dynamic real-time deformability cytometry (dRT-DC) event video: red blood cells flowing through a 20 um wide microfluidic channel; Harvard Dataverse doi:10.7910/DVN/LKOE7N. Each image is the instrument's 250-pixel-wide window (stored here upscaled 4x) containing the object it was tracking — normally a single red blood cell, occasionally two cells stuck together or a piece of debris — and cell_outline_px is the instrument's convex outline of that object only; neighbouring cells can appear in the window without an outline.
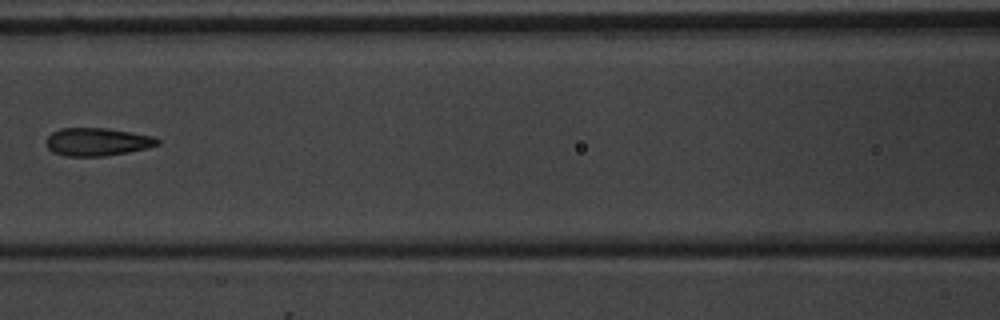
{"species": "common noctule bat (a hibernating species)", "species_latin": "Nyctalus noctula", "temperature_condition": "warm", "stored_images_in_passage": 6, "camera_frame_rate_fps": 3000, "um_per_image_px": 0.085, "animal": {"sex": "male", "body_mass_g": 20.1, "forearm_length_mm": 53.5}, "frame": {"image": 1, "passage_image": 5, "time_ms": 4.667, "image_size_px": [1000, 320], "cell_outline_px": [[160, 144], [148, 148], [128, 152], [104, 156], [64, 156], [52, 152], [48, 148], [48, 136], [52, 132], [60, 128], [108, 128], [156, 136], [160, 140]], "centroid_in_image_um": [8.32, 12.05], "position_along_channel_um": 158.3, "area_um2": 18.26}}
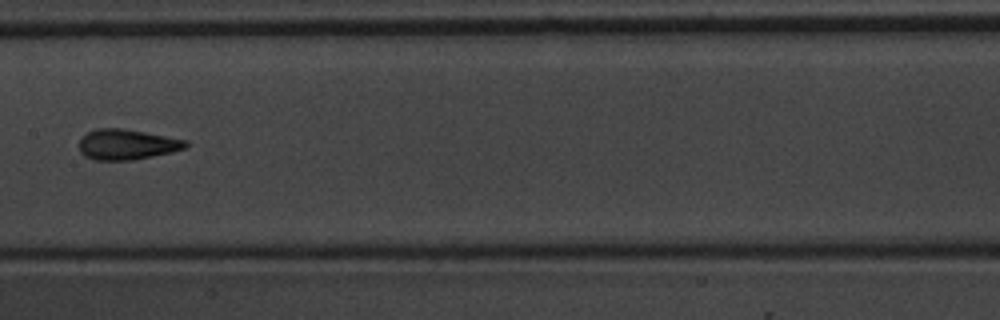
{"frame": {"image": 2, "passage_image": 6, "time_ms": 5.667, "image_size_px": [1000, 320], "cell_outline_px": [[188, 144], [184, 148], [172, 152], [132, 160], [92, 160], [84, 156], [80, 152], [80, 140], [88, 132], [96, 128], [120, 128], [144, 132], [188, 140]], "centroid_in_image_um": [10.77, 12.28], "position_along_channel_um": 196.6, "area_um2": 18.79}}